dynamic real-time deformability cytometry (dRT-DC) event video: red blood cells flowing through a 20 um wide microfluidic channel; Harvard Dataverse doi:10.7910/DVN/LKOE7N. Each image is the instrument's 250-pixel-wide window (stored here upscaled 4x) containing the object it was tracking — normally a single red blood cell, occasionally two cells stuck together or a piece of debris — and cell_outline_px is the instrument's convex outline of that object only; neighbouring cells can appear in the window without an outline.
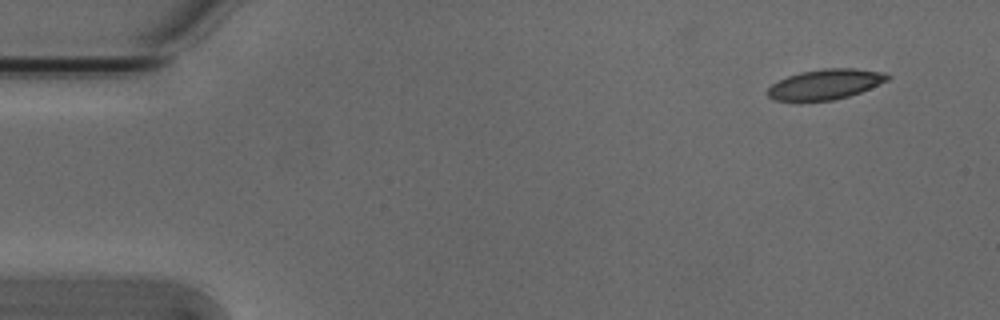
{"species": "Egyptian fruit bat (a non-hibernating species)", "species_latin": "Rousettus aegyptiacus", "temperature_condition": "cold", "stored_images_in_passage": 3, "camera_frame_rate_fps": 3000, "um_per_image_px": 0.085, "animal": {"sex": "male"}, "frame": {"image": 1, "passage_image": 3, "time_ms": 0.667, "image_size_px": [1000, 320], "cell_outline_px": [[892, 76], [888, 80], [860, 92], [848, 96], [832, 100], [800, 104], [772, 100], [768, 96], [768, 88], [772, 84], [788, 76], [800, 72], [824, 68], [852, 68], [884, 72]], "centroid_in_image_um": [70.09, 7.21], "position_along_channel_um": 14.9, "area_um2": 21.68}}